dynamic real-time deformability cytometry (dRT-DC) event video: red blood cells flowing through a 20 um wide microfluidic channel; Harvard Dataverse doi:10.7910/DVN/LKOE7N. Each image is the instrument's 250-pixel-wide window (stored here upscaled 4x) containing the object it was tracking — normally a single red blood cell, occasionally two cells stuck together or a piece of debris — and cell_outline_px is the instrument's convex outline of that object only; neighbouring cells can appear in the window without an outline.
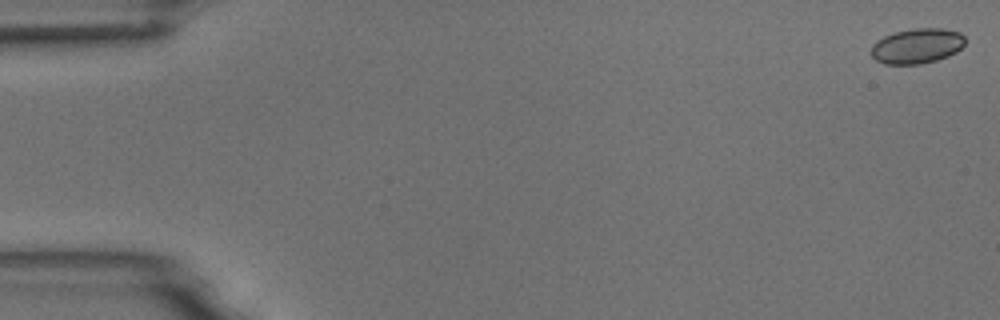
{"species": "common noctule bat (a hibernating species)", "species_latin": "Nyctalus noctula", "temperature_condition": "room temperature", "stored_images_in_passage": 5, "camera_frame_rate_fps": 3000, "um_per_image_px": 0.085, "animal": {"sex": "male", "body_mass_g": 18.8}, "frame": {"image": 1, "passage_image": 1, "time_ms": 0.0, "image_size_px": [1000, 320], "cell_outline_px": [[964, 44], [956, 52], [948, 56], [936, 60], [920, 64], [884, 64], [876, 60], [868, 52], [872, 44], [876, 40], [884, 36], [896, 32], [916, 28], [944, 28], [960, 32], [964, 36]], "centroid_in_image_um": [77.91, 3.91], "position_along_channel_um": 7.1, "area_um2": 19.36}}
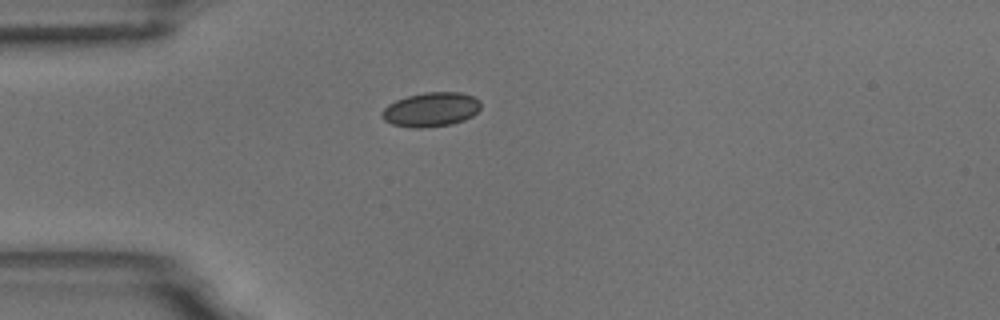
{"frame": {"image": 2, "passage_image": 4, "time_ms": 4.667, "image_size_px": [1000, 320], "cell_outline_px": [[480, 108], [472, 116], [464, 120], [452, 124], [424, 128], [416, 128], [392, 124], [384, 120], [380, 116], [380, 112], [388, 104], [396, 100], [408, 96], [424, 92], [460, 92], [472, 96], [480, 100]], "centroid_in_image_um": [36.61, 9.31], "position_along_channel_um": 48.4, "area_um2": 19.83}}